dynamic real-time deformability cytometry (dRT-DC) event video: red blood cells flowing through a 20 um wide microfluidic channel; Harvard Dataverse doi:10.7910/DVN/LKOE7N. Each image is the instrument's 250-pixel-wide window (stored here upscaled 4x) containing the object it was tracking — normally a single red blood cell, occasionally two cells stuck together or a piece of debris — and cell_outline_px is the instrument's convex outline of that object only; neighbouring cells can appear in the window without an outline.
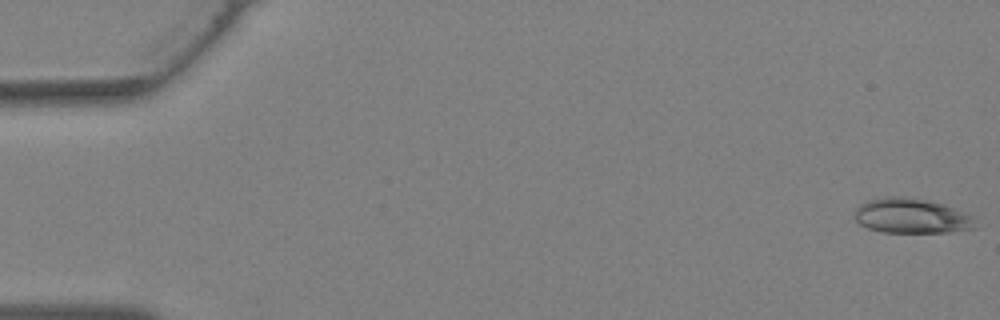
{"species": "Egyptian fruit bat (a non-hibernating species)", "species_latin": "Rousettus aegyptiacus", "temperature_condition": "warm", "stored_images_in_passage": 29, "camera_frame_rate_fps": 3000, "um_per_image_px": 0.085, "animal": {"sex": "female"}, "frame": {"image": 1, "passage_image": 1, "time_ms": 0.0, "image_size_px": [1000, 320], "cell_outline_px": [[976, 228], [952, 232], [880, 232], [868, 228], [860, 224], [852, 216], [852, 212], [860, 204], [868, 200], [888, 196], [904, 196], [944, 204], [956, 208], [972, 216]], "centroid_in_image_um": [77.44, 18.35], "position_along_channel_um": 7.6, "area_um2": 24.74}}
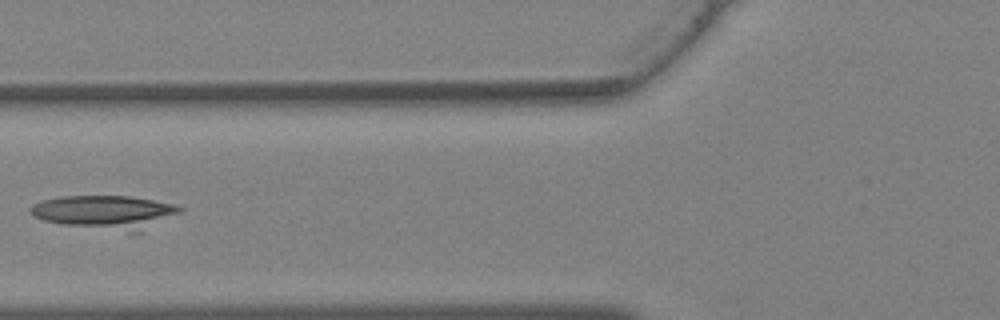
{"frame": {"image": 2, "passage_image": 16, "time_ms": 5.0, "image_size_px": [1000, 320], "cell_outline_px": [[184, 212], [140, 232], [128, 232], [64, 224], [44, 220], [32, 216], [28, 212], [28, 208], [32, 204], [40, 200], [60, 196], [128, 196], [176, 204], [184, 208]], "centroid_in_image_um": [8.96, 18.02], "position_along_channel_um": 116.8, "area_um2": 29.48}}
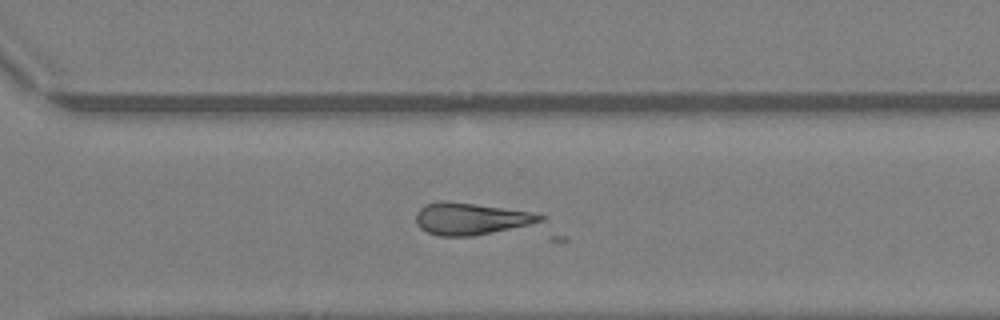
{"frame": {"image": 3, "passage_image": 28, "time_ms": 9.0, "image_size_px": [1000, 320], "cell_outline_px": [[548, 216], [544, 220], [528, 224], [472, 236], [440, 236], [428, 232], [420, 228], [416, 224], [416, 212], [424, 204], [444, 200], [476, 204], [532, 212]], "centroid_in_image_um": [39.97, 18.58], "position_along_channel_um": 330.6, "area_um2": 22.89}}